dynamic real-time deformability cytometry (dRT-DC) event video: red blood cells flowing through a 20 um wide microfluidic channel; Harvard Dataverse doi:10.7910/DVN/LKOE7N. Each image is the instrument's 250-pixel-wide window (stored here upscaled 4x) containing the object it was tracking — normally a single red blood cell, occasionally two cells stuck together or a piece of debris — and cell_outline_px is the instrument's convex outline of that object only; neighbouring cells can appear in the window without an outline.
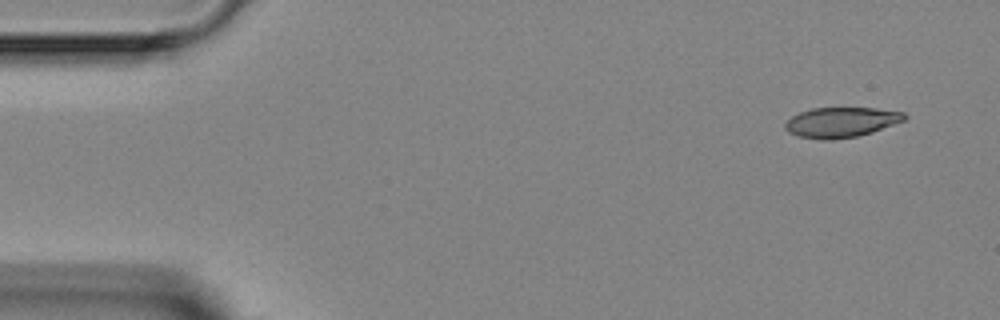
{"species": "Egyptian fruit bat (a non-hibernating species)", "species_latin": "Rousettus aegyptiacus", "temperature_condition": "room temperature", "stored_images_in_passage": 5, "camera_frame_rate_fps": 3000, "um_per_image_px": 0.085, "animal": {"sex": "female"}, "frame": {"image": 1, "passage_image": 1, "time_ms": 0.0, "image_size_px": [1000, 320], "cell_outline_px": [[908, 116], [904, 120], [872, 132], [856, 136], [832, 140], [820, 140], [800, 136], [788, 132], [784, 128], [784, 124], [792, 116], [800, 112], [812, 108], [876, 108], [904, 112]], "centroid_in_image_um": [71.49, 10.39], "position_along_channel_um": 13.5, "area_um2": 20.87}}
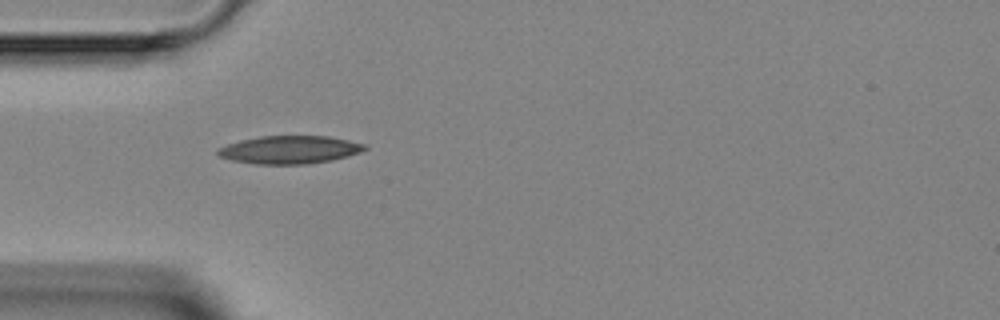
{"frame": {"image": 2, "passage_image": 4, "time_ms": 3.667, "image_size_px": [1000, 320], "cell_outline_px": [[368, 148], [360, 152], [348, 156], [332, 160], [304, 164], [256, 164], [232, 160], [220, 156], [216, 152], [220, 148], [228, 144], [240, 140], [260, 136], [328, 136], [348, 140], [364, 144]], "centroid_in_image_um": [24.63, 12.72], "position_along_channel_um": 60.4, "area_um2": 23.76}}
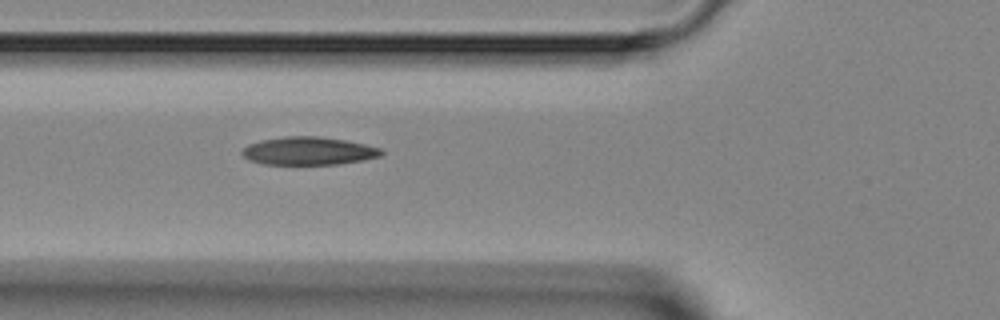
{"frame": {"image": 3, "passage_image": 5, "time_ms": 4.667, "image_size_px": [1000, 320], "cell_outline_px": [[384, 152], [380, 156], [364, 160], [340, 164], [264, 164], [248, 160], [240, 152], [248, 144], [260, 140], [284, 136], [316, 136], [344, 140], [364, 144], [380, 148]], "centroid_in_image_um": [26.21, 12.83], "position_along_channel_um": 99.6, "area_um2": 22.72}}